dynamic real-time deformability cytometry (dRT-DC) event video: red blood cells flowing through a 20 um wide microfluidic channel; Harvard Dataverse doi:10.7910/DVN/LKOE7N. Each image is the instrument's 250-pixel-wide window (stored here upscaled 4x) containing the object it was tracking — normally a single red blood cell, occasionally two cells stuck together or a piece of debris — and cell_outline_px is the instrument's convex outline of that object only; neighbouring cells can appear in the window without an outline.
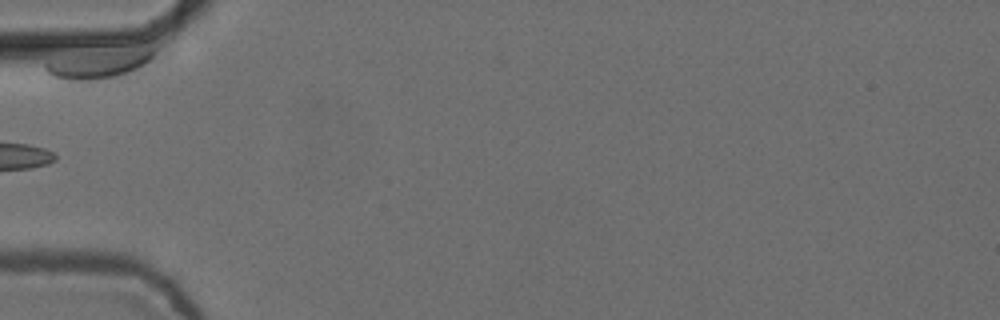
{"species": "common noctule bat (a hibernating species)", "species_latin": "Nyctalus noctula", "temperature_condition": "cold", "stored_images_in_passage": 3, "camera_frame_rate_fps": 3000, "um_per_image_px": 0.085, "animal": {"sex": "female", "body_mass_g": 24.6, "forearm_length_mm": 56.2}, "frame": {"image": 1, "passage_image": 2, "time_ms": 0.333, "image_size_px": [1000, 320], "cell_outline_px": [[152, 56], [140, 76], [136, 80], [128, 84], [112, 88], [72, 88], [60, 84], [44, 68], [44, 64], [48, 60], [148, 52], [152, 52]], "centroid_in_image_um": [8.38, 5.97], "position_along_channel_um": 76.6, "area_um2": 20.58}}